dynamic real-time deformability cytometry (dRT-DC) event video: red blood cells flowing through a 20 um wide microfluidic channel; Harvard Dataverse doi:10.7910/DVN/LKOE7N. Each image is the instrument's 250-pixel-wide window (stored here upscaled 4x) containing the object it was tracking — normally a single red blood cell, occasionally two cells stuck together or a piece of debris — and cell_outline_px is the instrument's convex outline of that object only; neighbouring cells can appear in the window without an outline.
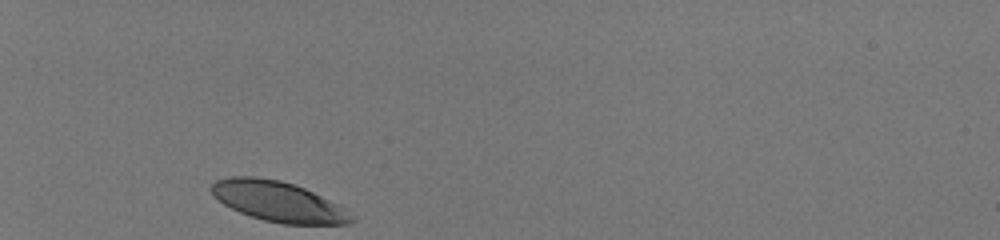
{"species": "human", "species_latin": "Homo sapiens", "temperature_condition": "room temperature", "stored_images_in_passage": 30, "camera_frame_rate_fps": 3000, "um_per_image_px": 0.085, "donor": {"sex": "male"}, "frame": {"image": 1, "passage_image": 1, "time_ms": 0.0, "image_size_px": [1000, 240], "cell_outline_px": [[356, 220], [348, 224], [284, 224], [264, 220], [240, 212], [224, 204], [208, 188], [216, 180], [228, 176], [256, 176], [280, 180], [304, 188], [344, 208], [356, 216]], "centroid_in_image_um": [23.66, 17.12], "position_along_channel_um": 61.3, "area_um2": 32.6}}
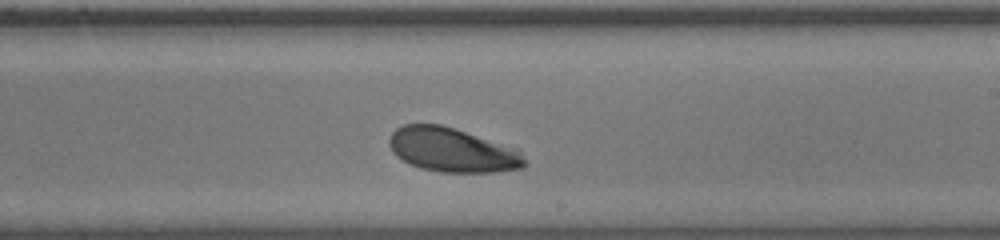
{"frame": {"image": 2, "passage_image": 18, "time_ms": 5.667, "image_size_px": [1000, 240], "cell_outline_px": [[528, 164], [524, 168], [496, 172], [440, 172], [420, 168], [408, 164], [396, 156], [392, 152], [388, 144], [388, 140], [392, 132], [396, 128], [404, 124], [440, 124], [520, 148]], "centroid_in_image_um": [38.48, 12.75], "position_along_channel_um": 250.5, "area_um2": 35.49}}
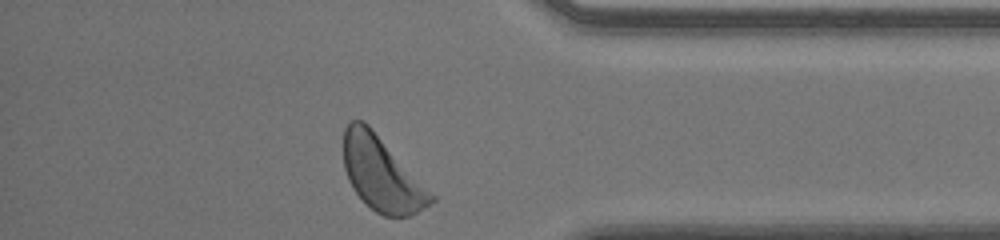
{"frame": {"image": 3, "passage_image": 30, "time_ms": 9.667, "image_size_px": [1000, 240], "cell_outline_px": [[436, 200], [424, 208], [408, 216], [384, 216], [376, 212], [352, 188], [348, 180], [344, 168], [344, 128], [352, 120], [364, 120], [368, 124], [436, 196]], "centroid_in_image_um": [32.45, 14.78], "position_along_channel_um": 402.8, "area_um2": 37.34}, "authors_computed_cell_mechanics": {"area_um2": 34.9401, "velocity_mm_per_s": 3.9958, "shape_relaxation_time_tau1_ms": 2.5732, "shape_relaxation_time_tau2_ms": null, "deformation_change_tau1": 0.1398, "deformation_change_tau2": null}}